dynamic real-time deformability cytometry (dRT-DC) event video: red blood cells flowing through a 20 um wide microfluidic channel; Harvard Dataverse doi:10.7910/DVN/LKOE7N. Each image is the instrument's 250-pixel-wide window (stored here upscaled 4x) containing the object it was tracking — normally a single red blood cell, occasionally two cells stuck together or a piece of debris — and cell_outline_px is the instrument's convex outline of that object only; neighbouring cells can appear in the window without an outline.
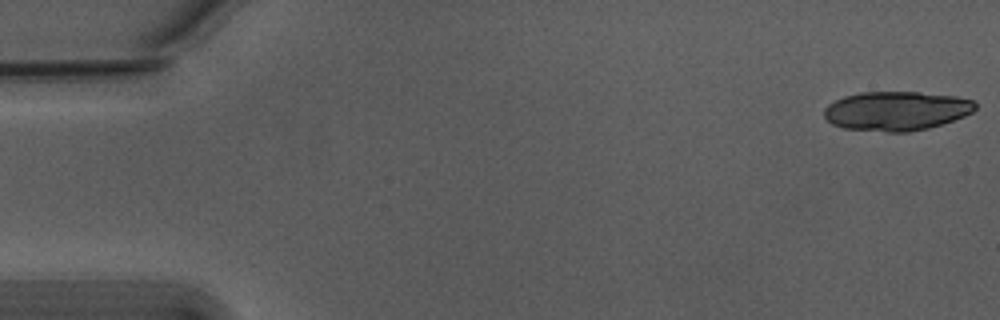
{"species": "Egyptian fruit bat (a non-hibernating species)", "species_latin": "Rousettus aegyptiacus", "temperature_condition": "warm", "stored_images_in_passage": 19, "camera_frame_rate_fps": 3000, "um_per_image_px": 0.085, "animal": {"sex": "male"}, "frame": {"image": 1, "passage_image": 1, "time_ms": 0.0, "image_size_px": [1000, 320], "cell_outline_px": [[976, 108], [972, 112], [964, 116], [928, 128], [908, 132], [888, 132], [844, 128], [832, 124], [824, 116], [824, 108], [828, 104], [844, 96], [860, 92], [920, 92], [956, 96], [972, 100], [976, 104]], "centroid_in_image_um": [76.18, 9.42], "position_along_channel_um": 8.8, "area_um2": 34.45}}